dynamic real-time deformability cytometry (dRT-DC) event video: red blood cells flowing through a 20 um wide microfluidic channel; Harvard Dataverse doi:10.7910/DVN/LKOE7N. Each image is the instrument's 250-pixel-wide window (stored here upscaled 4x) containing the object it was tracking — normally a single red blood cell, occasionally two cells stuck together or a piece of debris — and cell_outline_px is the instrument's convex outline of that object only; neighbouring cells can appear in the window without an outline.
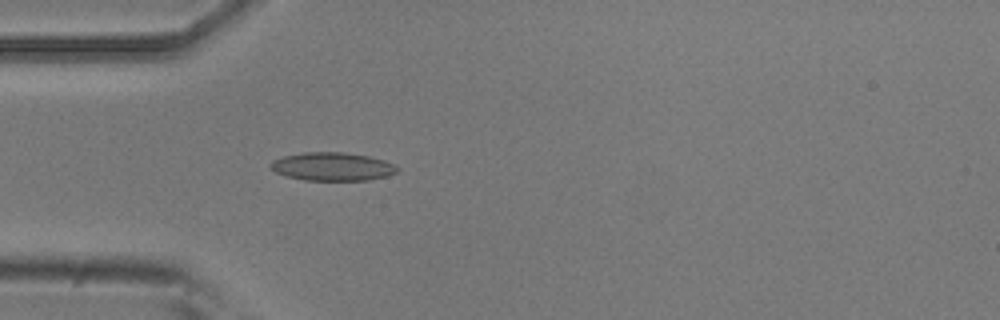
{"species": "common noctule bat (a hibernating species)", "species_latin": "Nyctalus noctula", "temperature_condition": "room temperature", "stored_images_in_passage": 4, "camera_frame_rate_fps": 3000, "um_per_image_px": 0.085, "animal": {"sex": "male", "body_mass_g": 20.5, "forearm_length_mm": 52.5}, "frame": {"image": 1, "passage_image": 4, "time_ms": 1.0, "image_size_px": [1000, 320], "cell_outline_px": [[400, 168], [396, 172], [388, 176], [368, 180], [304, 180], [288, 176], [276, 172], [268, 164], [272, 160], [284, 156], [304, 152], [344, 152], [368, 156], [384, 160], [396, 164]], "centroid_in_image_um": [28.29, 14.15], "position_along_channel_um": 56.7, "area_um2": 20.92}}